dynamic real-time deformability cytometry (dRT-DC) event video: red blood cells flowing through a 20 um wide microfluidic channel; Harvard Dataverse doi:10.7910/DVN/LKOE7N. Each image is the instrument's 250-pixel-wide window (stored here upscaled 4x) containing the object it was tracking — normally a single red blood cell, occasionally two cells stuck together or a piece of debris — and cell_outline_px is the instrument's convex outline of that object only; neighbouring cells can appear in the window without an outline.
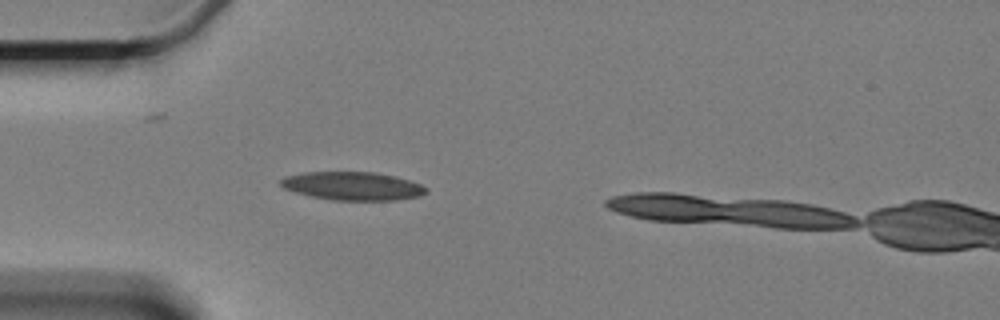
{"species": "Egyptian fruit bat (a non-hibernating species)", "species_latin": "Rousettus aegyptiacus", "temperature_condition": "cold", "stored_images_in_passage": 3, "camera_frame_rate_fps": 3000, "um_per_image_px": 0.085, "animal": {"sex": "female"}, "frame": {"image": 1, "passage_image": 3, "time_ms": 3.333, "image_size_px": [1000, 320], "cell_outline_px": [[428, 192], [420, 196], [396, 200], [332, 200], [312, 196], [296, 192], [284, 188], [280, 184], [280, 180], [284, 176], [304, 172], [372, 172], [396, 176], [420, 184], [428, 188]], "centroid_in_image_um": [29.99, 15.81], "position_along_channel_um": 55.0, "area_um2": 23.99}}